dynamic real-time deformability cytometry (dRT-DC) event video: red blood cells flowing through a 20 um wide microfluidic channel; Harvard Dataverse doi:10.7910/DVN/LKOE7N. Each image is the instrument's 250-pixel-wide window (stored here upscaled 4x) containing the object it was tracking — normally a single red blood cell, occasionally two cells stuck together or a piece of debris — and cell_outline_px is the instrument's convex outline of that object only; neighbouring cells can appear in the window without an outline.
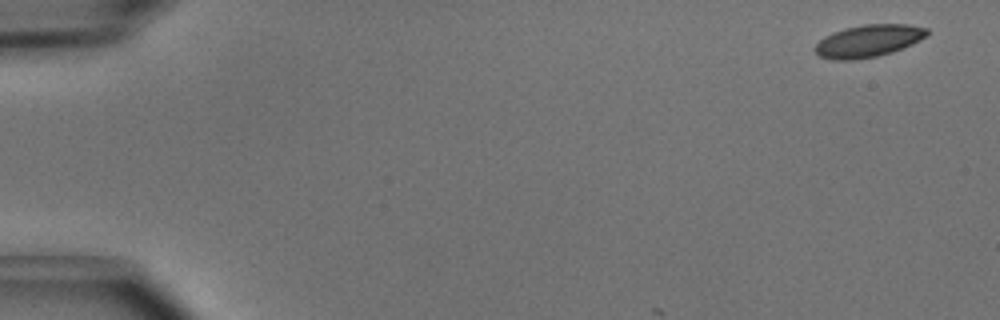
{"species": "common noctule bat (a hibernating species)", "species_latin": "Nyctalus noctula", "temperature_condition": "cold", "stored_images_in_passage": 4, "camera_frame_rate_fps": 3000, "um_per_image_px": 0.085, "animal": {"sex": "male", "body_mass_g": 15.6}, "frame": {"image": 1, "passage_image": 1, "time_ms": 0.0, "image_size_px": [1000, 320], "cell_outline_px": [[928, 36], [912, 44], [892, 52], [876, 56], [852, 60], [832, 60], [820, 56], [812, 48], [824, 36], [832, 32], [844, 28], [864, 24], [908, 24], [928, 28]], "centroid_in_image_um": [73.8, 3.47], "position_along_channel_um": 11.2, "area_um2": 21.21}}